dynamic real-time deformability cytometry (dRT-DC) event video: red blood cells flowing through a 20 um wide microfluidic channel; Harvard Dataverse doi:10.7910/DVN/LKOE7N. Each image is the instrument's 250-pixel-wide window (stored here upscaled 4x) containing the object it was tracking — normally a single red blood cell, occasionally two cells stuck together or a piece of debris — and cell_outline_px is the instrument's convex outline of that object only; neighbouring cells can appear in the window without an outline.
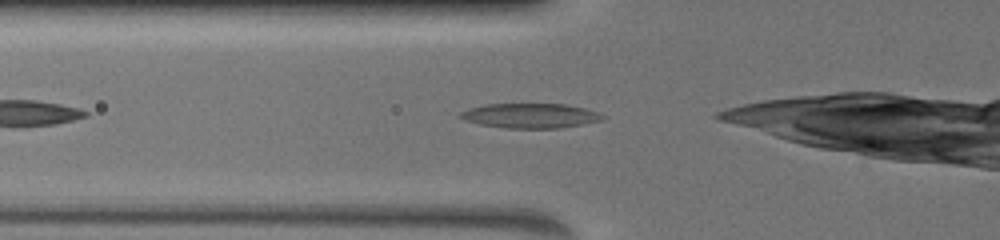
{"species": "common noctule bat (a hibernating species)", "species_latin": "Nyctalus noctula", "temperature_condition": "warm", "stored_images_in_passage": 6, "camera_frame_rate_fps": 3000, "um_per_image_px": 0.085, "animal": {"sex": "female", "body_mass_g": 19.5, "forearm_length_mm": 54.1}, "frame": {"image": 1, "passage_image": 3, "time_ms": 0.333, "image_size_px": [1000, 240], "cell_outline_px": [[604, 116], [600, 120], [560, 128], [508, 128], [480, 124], [464, 120], [456, 116], [460, 112], [484, 104], [564, 104], [584, 108], [596, 112]], "centroid_in_image_um": [45.01, 9.83], "position_along_channel_um": 80.8, "area_um2": 20.17}}